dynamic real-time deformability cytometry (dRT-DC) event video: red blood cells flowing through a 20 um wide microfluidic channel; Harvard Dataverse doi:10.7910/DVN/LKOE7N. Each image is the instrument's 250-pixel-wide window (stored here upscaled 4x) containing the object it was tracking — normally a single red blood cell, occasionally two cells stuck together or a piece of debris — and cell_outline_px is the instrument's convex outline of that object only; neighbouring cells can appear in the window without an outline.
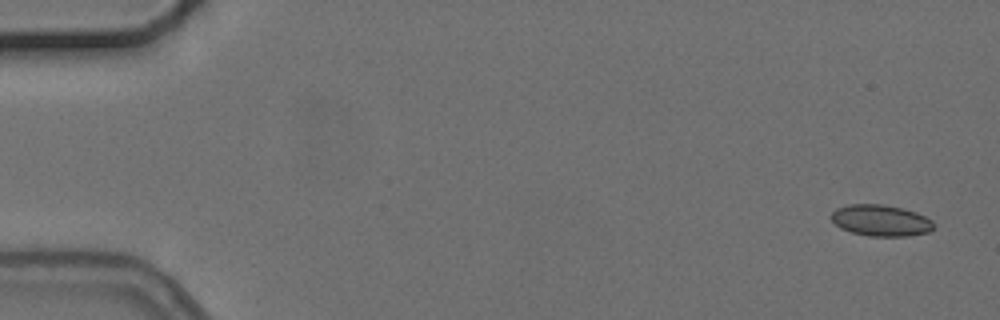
{"species": "common noctule bat (a hibernating species)", "species_latin": "Nyctalus noctula", "temperature_condition": "cold", "stored_images_in_passage": 3, "camera_frame_rate_fps": 3000, "um_per_image_px": 0.085, "animal": {"sex": "female", "body_mass_g": 24.6, "forearm_length_mm": 56.2}, "frame": {"image": 1, "passage_image": 3, "time_ms": 2.667, "image_size_px": [1000, 320], "cell_outline_px": [[932, 228], [928, 232], [908, 236], [868, 236], [852, 232], [840, 228], [832, 220], [832, 212], [836, 208], [852, 204], [880, 204], [900, 208], [916, 212], [932, 220]], "centroid_in_image_um": [74.85, 18.74], "position_along_channel_um": 10.2, "area_um2": 18.44}}